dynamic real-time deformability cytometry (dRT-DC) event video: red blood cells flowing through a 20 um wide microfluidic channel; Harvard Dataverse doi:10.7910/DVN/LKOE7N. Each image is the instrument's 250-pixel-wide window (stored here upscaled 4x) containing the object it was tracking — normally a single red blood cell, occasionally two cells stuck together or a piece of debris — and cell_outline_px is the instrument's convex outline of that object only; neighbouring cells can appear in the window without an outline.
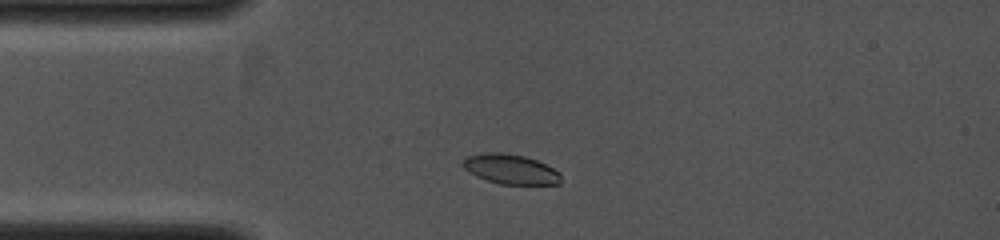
{"species": "common noctule bat (a hibernating species)", "species_latin": "Nyctalus noctula", "temperature_condition": "cold", "stored_images_in_passage": 4, "camera_frame_rate_fps": 4000, "um_per_image_px": 0.085, "animal": {"sex": "female", "body_mass_g": 19.0, "forearm_length_mm": 53.3}, "frame": {"image": 1, "passage_image": 3, "time_ms": 1.0, "image_size_px": [1000, 240], "cell_outline_px": [[560, 184], [500, 184], [476, 176], [468, 172], [464, 168], [464, 160], [468, 156], [488, 152], [500, 152], [524, 156], [536, 160], [560, 172]], "centroid_in_image_um": [43.41, 14.38], "position_along_channel_um": 41.6, "area_um2": 16.76}}